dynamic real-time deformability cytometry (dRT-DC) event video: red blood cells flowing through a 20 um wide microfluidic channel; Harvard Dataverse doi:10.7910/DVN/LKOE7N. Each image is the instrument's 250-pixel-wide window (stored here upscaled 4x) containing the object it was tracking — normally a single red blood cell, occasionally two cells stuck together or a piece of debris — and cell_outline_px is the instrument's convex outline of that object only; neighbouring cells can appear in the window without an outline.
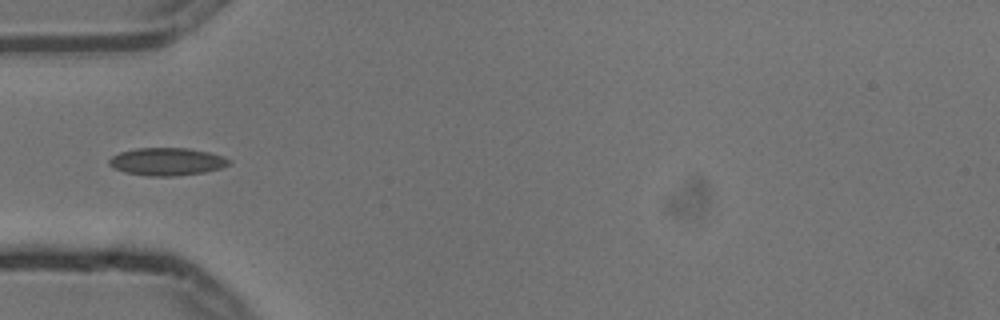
{"species": "common noctule bat (a hibernating species)", "species_latin": "Nyctalus noctula", "temperature_condition": "cold", "stored_images_in_passage": 1, "camera_frame_rate_fps": 3000, "um_per_image_px": 0.085, "animal": {"sex": "male", "body_mass_g": 13.3}, "frame": {"image": 1, "passage_image": 1, "time_ms": 0.0, "image_size_px": [1000, 320], "cell_outline_px": [[232, 160], [228, 164], [220, 168], [204, 172], [176, 176], [148, 176], [124, 172], [112, 168], [108, 164], [108, 160], [112, 156], [120, 152], [136, 148], [188, 148], [208, 152], [224, 156]], "centroid_in_image_um": [14.16, 13.74], "position_along_channel_um": 70.8, "area_um2": 19.42}}